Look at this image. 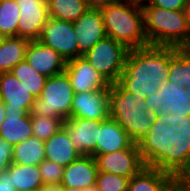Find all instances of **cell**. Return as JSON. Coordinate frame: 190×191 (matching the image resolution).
<instances>
[{
	"label": "cell",
	"instance_id": "d6986e66",
	"mask_svg": "<svg viewBox=\"0 0 190 191\" xmlns=\"http://www.w3.org/2000/svg\"><path fill=\"white\" fill-rule=\"evenodd\" d=\"M134 142L116 120L108 118L100 121L96 154H105L129 148Z\"/></svg>",
	"mask_w": 190,
	"mask_h": 191
},
{
	"label": "cell",
	"instance_id": "603a6c76",
	"mask_svg": "<svg viewBox=\"0 0 190 191\" xmlns=\"http://www.w3.org/2000/svg\"><path fill=\"white\" fill-rule=\"evenodd\" d=\"M168 83L190 88V49L169 47Z\"/></svg>",
	"mask_w": 190,
	"mask_h": 191
},
{
	"label": "cell",
	"instance_id": "7a4b0ae2",
	"mask_svg": "<svg viewBox=\"0 0 190 191\" xmlns=\"http://www.w3.org/2000/svg\"><path fill=\"white\" fill-rule=\"evenodd\" d=\"M169 47L130 49L119 83L137 96L148 97L160 90L169 76Z\"/></svg>",
	"mask_w": 190,
	"mask_h": 191
},
{
	"label": "cell",
	"instance_id": "f6af8a7d",
	"mask_svg": "<svg viewBox=\"0 0 190 191\" xmlns=\"http://www.w3.org/2000/svg\"><path fill=\"white\" fill-rule=\"evenodd\" d=\"M187 94L189 95V99H190V88L187 89Z\"/></svg>",
	"mask_w": 190,
	"mask_h": 191
},
{
	"label": "cell",
	"instance_id": "4dcf8cb0",
	"mask_svg": "<svg viewBox=\"0 0 190 191\" xmlns=\"http://www.w3.org/2000/svg\"><path fill=\"white\" fill-rule=\"evenodd\" d=\"M129 180L109 172H98L95 186L98 191H127Z\"/></svg>",
	"mask_w": 190,
	"mask_h": 191
},
{
	"label": "cell",
	"instance_id": "1f68e13d",
	"mask_svg": "<svg viewBox=\"0 0 190 191\" xmlns=\"http://www.w3.org/2000/svg\"><path fill=\"white\" fill-rule=\"evenodd\" d=\"M43 184H61L64 167L55 162L43 160L39 165Z\"/></svg>",
	"mask_w": 190,
	"mask_h": 191
},
{
	"label": "cell",
	"instance_id": "74e56055",
	"mask_svg": "<svg viewBox=\"0 0 190 191\" xmlns=\"http://www.w3.org/2000/svg\"><path fill=\"white\" fill-rule=\"evenodd\" d=\"M61 184H45L40 188V191H61Z\"/></svg>",
	"mask_w": 190,
	"mask_h": 191
},
{
	"label": "cell",
	"instance_id": "8d00e7d4",
	"mask_svg": "<svg viewBox=\"0 0 190 191\" xmlns=\"http://www.w3.org/2000/svg\"><path fill=\"white\" fill-rule=\"evenodd\" d=\"M175 183L184 191H190V170H187Z\"/></svg>",
	"mask_w": 190,
	"mask_h": 191
},
{
	"label": "cell",
	"instance_id": "7c38bea8",
	"mask_svg": "<svg viewBox=\"0 0 190 191\" xmlns=\"http://www.w3.org/2000/svg\"><path fill=\"white\" fill-rule=\"evenodd\" d=\"M64 72L74 93L108 89L111 85L83 56L66 61Z\"/></svg>",
	"mask_w": 190,
	"mask_h": 191
},
{
	"label": "cell",
	"instance_id": "bcb514c9",
	"mask_svg": "<svg viewBox=\"0 0 190 191\" xmlns=\"http://www.w3.org/2000/svg\"><path fill=\"white\" fill-rule=\"evenodd\" d=\"M3 38H4V37L0 34V42L2 41Z\"/></svg>",
	"mask_w": 190,
	"mask_h": 191
},
{
	"label": "cell",
	"instance_id": "52a82bcc",
	"mask_svg": "<svg viewBox=\"0 0 190 191\" xmlns=\"http://www.w3.org/2000/svg\"><path fill=\"white\" fill-rule=\"evenodd\" d=\"M99 172H109L131 178L138 174L156 156L141 144L133 143L129 148L93 156Z\"/></svg>",
	"mask_w": 190,
	"mask_h": 191
},
{
	"label": "cell",
	"instance_id": "7bdbcfd3",
	"mask_svg": "<svg viewBox=\"0 0 190 191\" xmlns=\"http://www.w3.org/2000/svg\"><path fill=\"white\" fill-rule=\"evenodd\" d=\"M122 1H126V2H132V3H137V4H144L147 3L149 0H122Z\"/></svg>",
	"mask_w": 190,
	"mask_h": 191
},
{
	"label": "cell",
	"instance_id": "9c48e42d",
	"mask_svg": "<svg viewBox=\"0 0 190 191\" xmlns=\"http://www.w3.org/2000/svg\"><path fill=\"white\" fill-rule=\"evenodd\" d=\"M39 41L59 53L65 61L78 57L77 35L72 22L49 17Z\"/></svg>",
	"mask_w": 190,
	"mask_h": 191
},
{
	"label": "cell",
	"instance_id": "30bf717a",
	"mask_svg": "<svg viewBox=\"0 0 190 191\" xmlns=\"http://www.w3.org/2000/svg\"><path fill=\"white\" fill-rule=\"evenodd\" d=\"M173 182L169 161L164 156H156L130 178L127 191H167Z\"/></svg>",
	"mask_w": 190,
	"mask_h": 191
},
{
	"label": "cell",
	"instance_id": "d6a6232c",
	"mask_svg": "<svg viewBox=\"0 0 190 191\" xmlns=\"http://www.w3.org/2000/svg\"><path fill=\"white\" fill-rule=\"evenodd\" d=\"M14 146L0 138V173L8 170L13 163Z\"/></svg>",
	"mask_w": 190,
	"mask_h": 191
},
{
	"label": "cell",
	"instance_id": "8992f818",
	"mask_svg": "<svg viewBox=\"0 0 190 191\" xmlns=\"http://www.w3.org/2000/svg\"><path fill=\"white\" fill-rule=\"evenodd\" d=\"M73 97L74 91L65 72L51 76L47 78L40 97L35 98L30 117L48 116L65 121L71 117Z\"/></svg>",
	"mask_w": 190,
	"mask_h": 191
},
{
	"label": "cell",
	"instance_id": "83f0119b",
	"mask_svg": "<svg viewBox=\"0 0 190 191\" xmlns=\"http://www.w3.org/2000/svg\"><path fill=\"white\" fill-rule=\"evenodd\" d=\"M11 73L18 79V81L26 84L29 93L34 98L40 97L47 78L33 69L25 59L13 67Z\"/></svg>",
	"mask_w": 190,
	"mask_h": 191
},
{
	"label": "cell",
	"instance_id": "ffe728a7",
	"mask_svg": "<svg viewBox=\"0 0 190 191\" xmlns=\"http://www.w3.org/2000/svg\"><path fill=\"white\" fill-rule=\"evenodd\" d=\"M44 147L45 159L55 162L62 167L68 166L81 156L75 149L64 127L44 141Z\"/></svg>",
	"mask_w": 190,
	"mask_h": 191
},
{
	"label": "cell",
	"instance_id": "7402d4cb",
	"mask_svg": "<svg viewBox=\"0 0 190 191\" xmlns=\"http://www.w3.org/2000/svg\"><path fill=\"white\" fill-rule=\"evenodd\" d=\"M170 163L173 181L176 182L190 170V135L178 134L171 137V145L164 156Z\"/></svg>",
	"mask_w": 190,
	"mask_h": 191
},
{
	"label": "cell",
	"instance_id": "2e32d148",
	"mask_svg": "<svg viewBox=\"0 0 190 191\" xmlns=\"http://www.w3.org/2000/svg\"><path fill=\"white\" fill-rule=\"evenodd\" d=\"M63 127L67 130L75 149L81 155H96L100 121L85 118H68Z\"/></svg>",
	"mask_w": 190,
	"mask_h": 191
},
{
	"label": "cell",
	"instance_id": "f1b7e54d",
	"mask_svg": "<svg viewBox=\"0 0 190 191\" xmlns=\"http://www.w3.org/2000/svg\"><path fill=\"white\" fill-rule=\"evenodd\" d=\"M20 9L15 0L0 2V34L6 37L17 36Z\"/></svg>",
	"mask_w": 190,
	"mask_h": 191
},
{
	"label": "cell",
	"instance_id": "9a60e30c",
	"mask_svg": "<svg viewBox=\"0 0 190 191\" xmlns=\"http://www.w3.org/2000/svg\"><path fill=\"white\" fill-rule=\"evenodd\" d=\"M0 100L5 112L29 113L35 98L24 82L18 81L11 72H4L0 73Z\"/></svg>",
	"mask_w": 190,
	"mask_h": 191
},
{
	"label": "cell",
	"instance_id": "5bb4252c",
	"mask_svg": "<svg viewBox=\"0 0 190 191\" xmlns=\"http://www.w3.org/2000/svg\"><path fill=\"white\" fill-rule=\"evenodd\" d=\"M72 24L77 35L78 57L83 56L100 40L107 37L103 17L99 9H88Z\"/></svg>",
	"mask_w": 190,
	"mask_h": 191
},
{
	"label": "cell",
	"instance_id": "f546056e",
	"mask_svg": "<svg viewBox=\"0 0 190 191\" xmlns=\"http://www.w3.org/2000/svg\"><path fill=\"white\" fill-rule=\"evenodd\" d=\"M33 136L41 141H46L62 127V118H52L48 116L31 117Z\"/></svg>",
	"mask_w": 190,
	"mask_h": 191
},
{
	"label": "cell",
	"instance_id": "d590c367",
	"mask_svg": "<svg viewBox=\"0 0 190 191\" xmlns=\"http://www.w3.org/2000/svg\"><path fill=\"white\" fill-rule=\"evenodd\" d=\"M116 0H85L89 9H102Z\"/></svg>",
	"mask_w": 190,
	"mask_h": 191
},
{
	"label": "cell",
	"instance_id": "e0dca14e",
	"mask_svg": "<svg viewBox=\"0 0 190 191\" xmlns=\"http://www.w3.org/2000/svg\"><path fill=\"white\" fill-rule=\"evenodd\" d=\"M25 60L33 69L46 78L65 71L66 61L62 56L39 40L29 42Z\"/></svg>",
	"mask_w": 190,
	"mask_h": 191
},
{
	"label": "cell",
	"instance_id": "d4e9b609",
	"mask_svg": "<svg viewBox=\"0 0 190 191\" xmlns=\"http://www.w3.org/2000/svg\"><path fill=\"white\" fill-rule=\"evenodd\" d=\"M9 173L16 191H36L44 185L38 165L12 163Z\"/></svg>",
	"mask_w": 190,
	"mask_h": 191
},
{
	"label": "cell",
	"instance_id": "ac0fdd59",
	"mask_svg": "<svg viewBox=\"0 0 190 191\" xmlns=\"http://www.w3.org/2000/svg\"><path fill=\"white\" fill-rule=\"evenodd\" d=\"M98 168L92 155H81L64 167L62 186L87 189L96 185Z\"/></svg>",
	"mask_w": 190,
	"mask_h": 191
},
{
	"label": "cell",
	"instance_id": "484cf974",
	"mask_svg": "<svg viewBox=\"0 0 190 191\" xmlns=\"http://www.w3.org/2000/svg\"><path fill=\"white\" fill-rule=\"evenodd\" d=\"M45 160L44 141L30 137L14 146L13 163L21 165H39Z\"/></svg>",
	"mask_w": 190,
	"mask_h": 191
},
{
	"label": "cell",
	"instance_id": "60d3db41",
	"mask_svg": "<svg viewBox=\"0 0 190 191\" xmlns=\"http://www.w3.org/2000/svg\"><path fill=\"white\" fill-rule=\"evenodd\" d=\"M167 191H184L178 184L173 182L170 187L167 189Z\"/></svg>",
	"mask_w": 190,
	"mask_h": 191
},
{
	"label": "cell",
	"instance_id": "3957f363",
	"mask_svg": "<svg viewBox=\"0 0 190 191\" xmlns=\"http://www.w3.org/2000/svg\"><path fill=\"white\" fill-rule=\"evenodd\" d=\"M148 112L158 117L170 137L190 132V99L181 84L160 85V90L145 97Z\"/></svg>",
	"mask_w": 190,
	"mask_h": 191
},
{
	"label": "cell",
	"instance_id": "ab89813d",
	"mask_svg": "<svg viewBox=\"0 0 190 191\" xmlns=\"http://www.w3.org/2000/svg\"><path fill=\"white\" fill-rule=\"evenodd\" d=\"M5 119V106L4 103L0 100V127Z\"/></svg>",
	"mask_w": 190,
	"mask_h": 191
},
{
	"label": "cell",
	"instance_id": "8fae6325",
	"mask_svg": "<svg viewBox=\"0 0 190 191\" xmlns=\"http://www.w3.org/2000/svg\"><path fill=\"white\" fill-rule=\"evenodd\" d=\"M20 9L17 37L39 40L48 21L47 0H15Z\"/></svg>",
	"mask_w": 190,
	"mask_h": 191
},
{
	"label": "cell",
	"instance_id": "ba28073f",
	"mask_svg": "<svg viewBox=\"0 0 190 191\" xmlns=\"http://www.w3.org/2000/svg\"><path fill=\"white\" fill-rule=\"evenodd\" d=\"M129 49L110 37L100 40L83 57L110 84L118 82L123 72Z\"/></svg>",
	"mask_w": 190,
	"mask_h": 191
},
{
	"label": "cell",
	"instance_id": "277c9868",
	"mask_svg": "<svg viewBox=\"0 0 190 191\" xmlns=\"http://www.w3.org/2000/svg\"><path fill=\"white\" fill-rule=\"evenodd\" d=\"M107 37L129 50L149 46L140 4L116 0L100 9Z\"/></svg>",
	"mask_w": 190,
	"mask_h": 191
},
{
	"label": "cell",
	"instance_id": "4fadbf2b",
	"mask_svg": "<svg viewBox=\"0 0 190 191\" xmlns=\"http://www.w3.org/2000/svg\"><path fill=\"white\" fill-rule=\"evenodd\" d=\"M109 117V88L74 93L70 118L103 121Z\"/></svg>",
	"mask_w": 190,
	"mask_h": 191
},
{
	"label": "cell",
	"instance_id": "5b68a950",
	"mask_svg": "<svg viewBox=\"0 0 190 191\" xmlns=\"http://www.w3.org/2000/svg\"><path fill=\"white\" fill-rule=\"evenodd\" d=\"M144 32L150 46L188 48L190 24L182 10L141 6Z\"/></svg>",
	"mask_w": 190,
	"mask_h": 191
},
{
	"label": "cell",
	"instance_id": "ee69618b",
	"mask_svg": "<svg viewBox=\"0 0 190 191\" xmlns=\"http://www.w3.org/2000/svg\"><path fill=\"white\" fill-rule=\"evenodd\" d=\"M84 191H98V189L96 188V186L84 189Z\"/></svg>",
	"mask_w": 190,
	"mask_h": 191
},
{
	"label": "cell",
	"instance_id": "44dd1931",
	"mask_svg": "<svg viewBox=\"0 0 190 191\" xmlns=\"http://www.w3.org/2000/svg\"><path fill=\"white\" fill-rule=\"evenodd\" d=\"M32 136V121L29 113L5 112V119L0 127V138L15 146Z\"/></svg>",
	"mask_w": 190,
	"mask_h": 191
},
{
	"label": "cell",
	"instance_id": "836d02e7",
	"mask_svg": "<svg viewBox=\"0 0 190 191\" xmlns=\"http://www.w3.org/2000/svg\"><path fill=\"white\" fill-rule=\"evenodd\" d=\"M186 0H149L141 6H154L166 10H182L184 11Z\"/></svg>",
	"mask_w": 190,
	"mask_h": 191
},
{
	"label": "cell",
	"instance_id": "b9f144b4",
	"mask_svg": "<svg viewBox=\"0 0 190 191\" xmlns=\"http://www.w3.org/2000/svg\"><path fill=\"white\" fill-rule=\"evenodd\" d=\"M61 191H84V189H81V188H69V187H66V186H62V190Z\"/></svg>",
	"mask_w": 190,
	"mask_h": 191
},
{
	"label": "cell",
	"instance_id": "e575fe53",
	"mask_svg": "<svg viewBox=\"0 0 190 191\" xmlns=\"http://www.w3.org/2000/svg\"><path fill=\"white\" fill-rule=\"evenodd\" d=\"M0 191H16L15 185H13L12 178L9 173V169L0 173Z\"/></svg>",
	"mask_w": 190,
	"mask_h": 191
},
{
	"label": "cell",
	"instance_id": "cb8c5ba5",
	"mask_svg": "<svg viewBox=\"0 0 190 191\" xmlns=\"http://www.w3.org/2000/svg\"><path fill=\"white\" fill-rule=\"evenodd\" d=\"M30 40L22 37H6L0 42V73L11 72L23 61Z\"/></svg>",
	"mask_w": 190,
	"mask_h": 191
},
{
	"label": "cell",
	"instance_id": "4316f807",
	"mask_svg": "<svg viewBox=\"0 0 190 191\" xmlns=\"http://www.w3.org/2000/svg\"><path fill=\"white\" fill-rule=\"evenodd\" d=\"M50 18L74 22L89 8L85 0H47Z\"/></svg>",
	"mask_w": 190,
	"mask_h": 191
},
{
	"label": "cell",
	"instance_id": "6da1fadb",
	"mask_svg": "<svg viewBox=\"0 0 190 191\" xmlns=\"http://www.w3.org/2000/svg\"><path fill=\"white\" fill-rule=\"evenodd\" d=\"M109 116L134 142L146 147L155 156H165L171 137L162 121L148 112L144 96L127 91L119 82L109 87Z\"/></svg>",
	"mask_w": 190,
	"mask_h": 191
},
{
	"label": "cell",
	"instance_id": "f35d334b",
	"mask_svg": "<svg viewBox=\"0 0 190 191\" xmlns=\"http://www.w3.org/2000/svg\"><path fill=\"white\" fill-rule=\"evenodd\" d=\"M184 13H185L188 23L190 24V0H186L185 7H184Z\"/></svg>",
	"mask_w": 190,
	"mask_h": 191
}]
</instances>
